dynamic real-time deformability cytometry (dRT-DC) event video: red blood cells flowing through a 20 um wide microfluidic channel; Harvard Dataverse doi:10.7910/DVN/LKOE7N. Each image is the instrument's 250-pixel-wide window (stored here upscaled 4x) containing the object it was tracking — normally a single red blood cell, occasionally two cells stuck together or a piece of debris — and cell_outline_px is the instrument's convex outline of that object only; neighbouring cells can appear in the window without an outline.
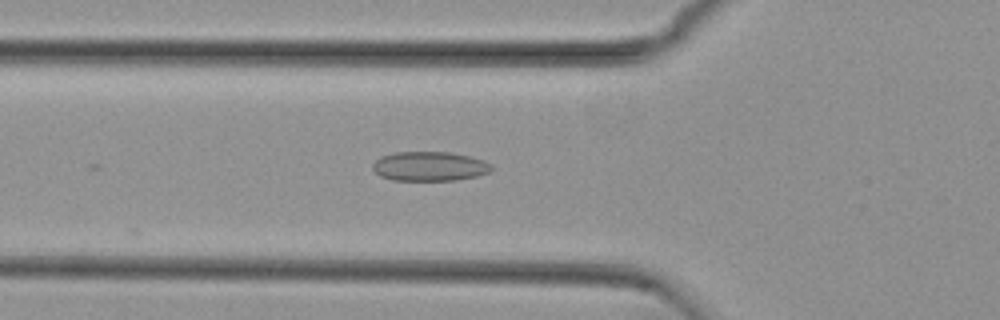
{"species": "common noctule bat (a hibernating species)", "species_latin": "Nyctalus noctula", "temperature_condition": "cold", "stored_images_in_passage": 20, "camera_frame_rate_fps": 3000, "um_per_image_px": 0.085, "animal": {"sex": "female", "body_mass_g": 29.2, "forearm_length_mm": 56.3}, "frame": {"image": 1, "passage_image": 2, "time_ms": 0.333, "image_size_px": [1000, 320], "cell_outline_px": [[492, 168], [488, 172], [476, 176], [456, 180], [392, 180], [380, 176], [372, 168], [372, 164], [380, 156], [396, 152], [448, 152], [468, 156], [484, 160], [492, 164]], "centroid_in_image_um": [36.49, 14.13], "position_along_channel_um": 89.3, "area_um2": 20.29}}
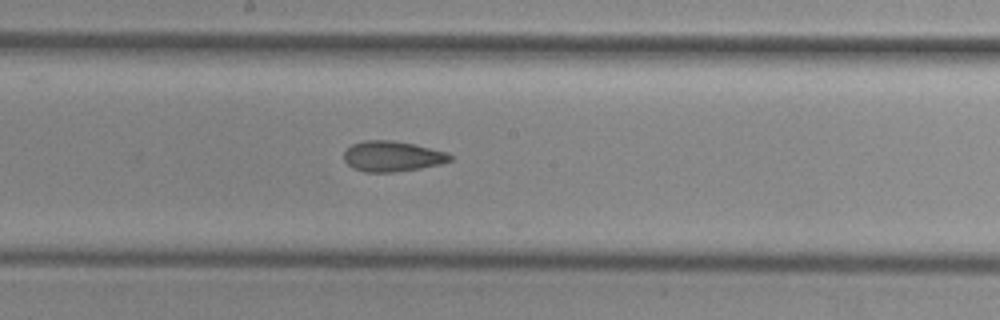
{"frame": {"image": 2, "passage_image": 12, "time_ms": 3.667, "image_size_px": [1000, 320], "cell_outline_px": [[452, 160], [440, 164], [420, 168], [392, 172], [364, 172], [352, 168], [344, 160], [344, 152], [352, 144], [364, 140], [392, 140], [416, 144], [448, 152], [452, 156]], "centroid_in_image_um": [33.35, 13.28], "position_along_channel_um": 214.8, "area_um2": 18.96}}
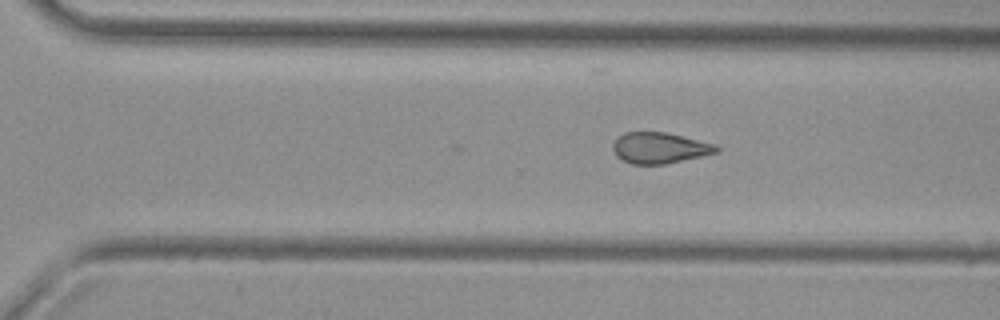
{"frame": {"image": 3, "passage_image": 20, "time_ms": 6.333, "image_size_px": [1000, 320], "cell_outline_px": [[720, 152], [664, 164], [632, 164], [620, 160], [616, 156], [612, 148], [612, 144], [624, 132], [664, 132], [684, 136], [716, 144], [720, 148]], "centroid_in_image_um": [56.08, 12.57], "position_along_channel_um": 314.5, "area_um2": 18.79}}